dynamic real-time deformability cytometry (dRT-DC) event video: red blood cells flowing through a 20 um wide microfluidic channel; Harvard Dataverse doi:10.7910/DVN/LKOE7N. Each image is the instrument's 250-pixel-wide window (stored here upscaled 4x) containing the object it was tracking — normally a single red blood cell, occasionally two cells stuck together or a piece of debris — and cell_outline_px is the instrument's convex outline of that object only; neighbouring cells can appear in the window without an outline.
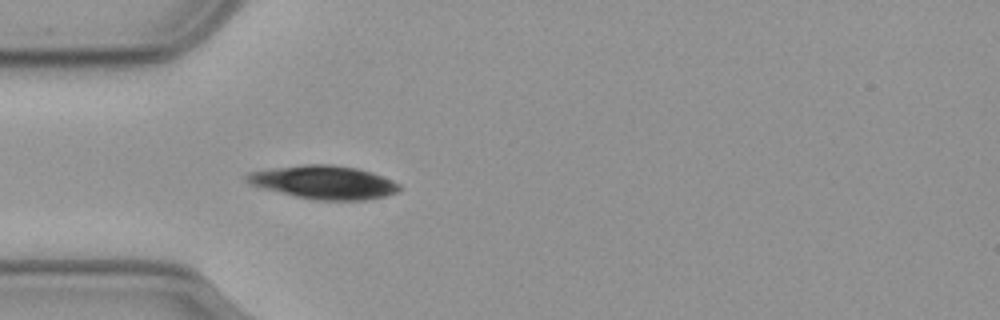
{"species": "common noctule bat (a hibernating species)", "species_latin": "Nyctalus noctula", "temperature_condition": "cold", "stored_images_in_passage": 31, "camera_frame_rate_fps": 3000, "um_per_image_px": 0.085, "animal": {"sex": "male", "body_mass_g": 23.1, "forearm_length_mm": 52.7}, "frame": {"image": 1, "passage_image": 5, "time_ms": 1.333, "image_size_px": [1000, 320], "cell_outline_px": [[400, 188], [396, 192], [384, 196], [364, 200], [316, 200], [296, 196], [264, 188], [252, 184], [244, 180], [244, 176], [248, 172], [304, 164], [332, 164], [356, 168], [372, 172], [392, 180], [400, 184]], "centroid_in_image_um": [27.54, 15.49], "position_along_channel_um": 57.5, "area_um2": 29.36}}